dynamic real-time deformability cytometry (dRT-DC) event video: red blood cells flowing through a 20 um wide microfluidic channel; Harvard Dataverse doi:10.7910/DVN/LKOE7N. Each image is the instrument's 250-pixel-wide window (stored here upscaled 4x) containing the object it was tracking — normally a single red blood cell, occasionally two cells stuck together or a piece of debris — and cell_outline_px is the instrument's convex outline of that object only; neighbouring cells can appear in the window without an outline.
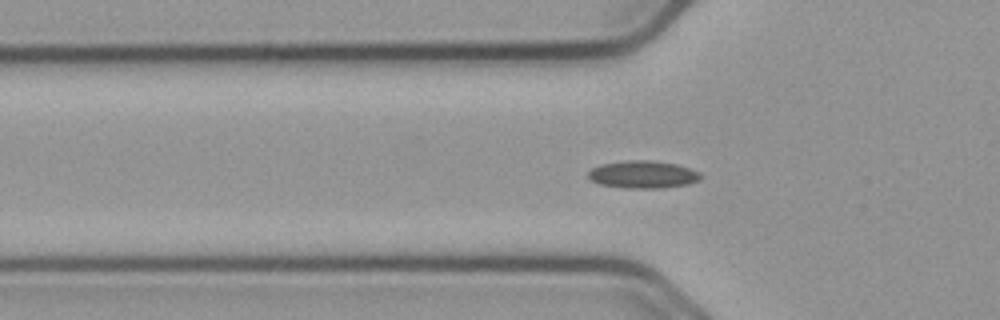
{"species": "common noctule bat (a hibernating species)", "species_latin": "Nyctalus noctula", "temperature_condition": "cold", "stored_images_in_passage": 46, "camera_frame_rate_fps": 3000, "um_per_image_px": 0.085, "animal": {"sex": "male", "body_mass_g": 23.1, "forearm_length_mm": 52.7}, "frame": {"image": 1, "passage_image": 18, "time_ms": 5.667, "image_size_px": [1000, 320], "cell_outline_px": [[704, 176], [700, 180], [688, 184], [664, 188], [624, 188], [600, 184], [592, 180], [588, 176], [588, 172], [592, 168], [600, 164], [624, 160], [648, 160], [676, 164], [700, 172]], "centroid_in_image_um": [54.67, 14.83], "position_along_channel_um": 71.1, "area_um2": 18.15}}
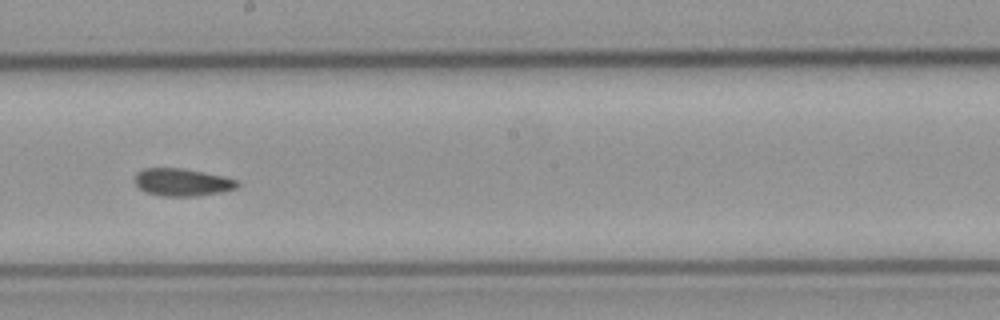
{"frame": {"image": 2, "passage_image": 31, "time_ms": 10.0, "image_size_px": [1000, 320], "cell_outline_px": [[240, 184], [236, 188], [220, 192], [196, 196], [160, 196], [144, 192], [132, 180], [136, 172], [144, 168], [180, 168], [204, 172], [224, 176], [236, 180]], "centroid_in_image_um": [15.43, 15.49], "position_along_channel_um": 232.8, "area_um2": 16.59}}
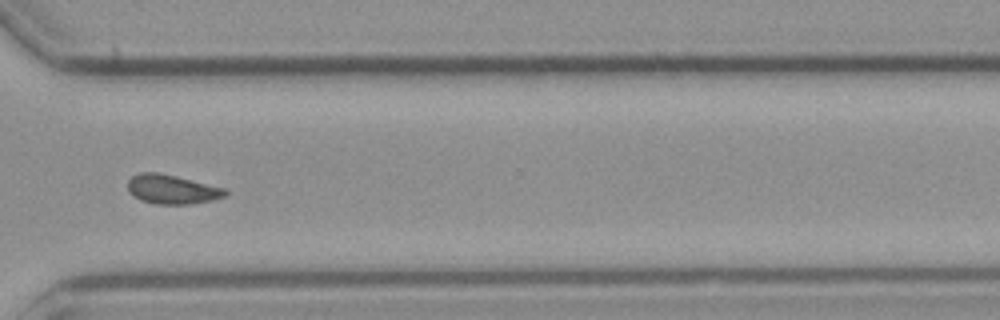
{"frame": {"image": 3, "passage_image": 41, "time_ms": 13.333, "image_size_px": [1000, 320], "cell_outline_px": [[228, 192], [224, 196], [212, 200], [188, 204], [156, 204], [140, 200], [132, 196], [128, 192], [128, 180], [132, 176], [140, 172], [156, 172], [176, 176], [224, 188]], "centroid_in_image_um": [14.56, 16.09], "position_along_channel_um": 356.0, "area_um2": 16.53}, "authors_computed_cell_mechanics": {"area_um2": 16.6753, "velocity_mm_per_s": 3.7064, "shape_relaxation_time_tau1_ms": null, "shape_relaxation_time_tau2_ms": 4.4482, "deformation_change_tau1": null, "deformation_change_tau2": 0.0652}}